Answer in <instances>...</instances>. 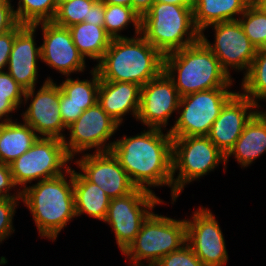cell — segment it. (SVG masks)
<instances>
[{
	"mask_svg": "<svg viewBox=\"0 0 266 266\" xmlns=\"http://www.w3.org/2000/svg\"><path fill=\"white\" fill-rule=\"evenodd\" d=\"M180 95L173 81L163 71L141 87L137 121L147 128L166 129L168 119L178 111Z\"/></svg>",
	"mask_w": 266,
	"mask_h": 266,
	"instance_id": "obj_17",
	"label": "cell"
},
{
	"mask_svg": "<svg viewBox=\"0 0 266 266\" xmlns=\"http://www.w3.org/2000/svg\"><path fill=\"white\" fill-rule=\"evenodd\" d=\"M119 124L112 119L96 103L84 112L68 126V141L63 140L68 155L74 159L78 153L96 149L94 152L110 151L114 143L109 139L119 128ZM109 141V143H107Z\"/></svg>",
	"mask_w": 266,
	"mask_h": 266,
	"instance_id": "obj_11",
	"label": "cell"
},
{
	"mask_svg": "<svg viewBox=\"0 0 266 266\" xmlns=\"http://www.w3.org/2000/svg\"><path fill=\"white\" fill-rule=\"evenodd\" d=\"M194 211L192 220L186 219V243L205 266H225L228 252L215 215L202 206Z\"/></svg>",
	"mask_w": 266,
	"mask_h": 266,
	"instance_id": "obj_14",
	"label": "cell"
},
{
	"mask_svg": "<svg viewBox=\"0 0 266 266\" xmlns=\"http://www.w3.org/2000/svg\"><path fill=\"white\" fill-rule=\"evenodd\" d=\"M105 19V4L100 0H97L89 9L88 19H84V22L91 23L93 25L104 26Z\"/></svg>",
	"mask_w": 266,
	"mask_h": 266,
	"instance_id": "obj_39",
	"label": "cell"
},
{
	"mask_svg": "<svg viewBox=\"0 0 266 266\" xmlns=\"http://www.w3.org/2000/svg\"><path fill=\"white\" fill-rule=\"evenodd\" d=\"M70 161L72 163L73 159L62 139L38 137L29 150L9 164L13 182L16 187L20 186L16 190H24L34 180L41 181L66 173L71 168L67 165Z\"/></svg>",
	"mask_w": 266,
	"mask_h": 266,
	"instance_id": "obj_8",
	"label": "cell"
},
{
	"mask_svg": "<svg viewBox=\"0 0 266 266\" xmlns=\"http://www.w3.org/2000/svg\"><path fill=\"white\" fill-rule=\"evenodd\" d=\"M14 8L11 2L2 1L0 3V35L9 32L19 24Z\"/></svg>",
	"mask_w": 266,
	"mask_h": 266,
	"instance_id": "obj_38",
	"label": "cell"
},
{
	"mask_svg": "<svg viewBox=\"0 0 266 266\" xmlns=\"http://www.w3.org/2000/svg\"><path fill=\"white\" fill-rule=\"evenodd\" d=\"M35 89L25 91L23 105L29 100L30 104L21 114L23 122L31 126L39 137L64 140L65 134L62 132L68 127L63 123L59 110L60 86L47 77L41 88L38 91Z\"/></svg>",
	"mask_w": 266,
	"mask_h": 266,
	"instance_id": "obj_12",
	"label": "cell"
},
{
	"mask_svg": "<svg viewBox=\"0 0 266 266\" xmlns=\"http://www.w3.org/2000/svg\"><path fill=\"white\" fill-rule=\"evenodd\" d=\"M222 163L226 169L225 154L208 136L172 138L173 202L187 184L207 175ZM176 172L178 175L174 178Z\"/></svg>",
	"mask_w": 266,
	"mask_h": 266,
	"instance_id": "obj_7",
	"label": "cell"
},
{
	"mask_svg": "<svg viewBox=\"0 0 266 266\" xmlns=\"http://www.w3.org/2000/svg\"><path fill=\"white\" fill-rule=\"evenodd\" d=\"M36 27L25 25L16 35L7 63V72L25 90L32 89L38 82V59L41 48L35 42Z\"/></svg>",
	"mask_w": 266,
	"mask_h": 266,
	"instance_id": "obj_19",
	"label": "cell"
},
{
	"mask_svg": "<svg viewBox=\"0 0 266 266\" xmlns=\"http://www.w3.org/2000/svg\"><path fill=\"white\" fill-rule=\"evenodd\" d=\"M74 163L80 168V173L98 185L110 199L126 196L137 188L111 151L86 152Z\"/></svg>",
	"mask_w": 266,
	"mask_h": 266,
	"instance_id": "obj_16",
	"label": "cell"
},
{
	"mask_svg": "<svg viewBox=\"0 0 266 266\" xmlns=\"http://www.w3.org/2000/svg\"><path fill=\"white\" fill-rule=\"evenodd\" d=\"M104 4L132 7V0H100Z\"/></svg>",
	"mask_w": 266,
	"mask_h": 266,
	"instance_id": "obj_43",
	"label": "cell"
},
{
	"mask_svg": "<svg viewBox=\"0 0 266 266\" xmlns=\"http://www.w3.org/2000/svg\"><path fill=\"white\" fill-rule=\"evenodd\" d=\"M97 0L58 1L53 22L62 27H70L88 19L89 9Z\"/></svg>",
	"mask_w": 266,
	"mask_h": 266,
	"instance_id": "obj_31",
	"label": "cell"
},
{
	"mask_svg": "<svg viewBox=\"0 0 266 266\" xmlns=\"http://www.w3.org/2000/svg\"><path fill=\"white\" fill-rule=\"evenodd\" d=\"M23 24H18L14 29L0 35V72L5 71L8 59L10 57L12 45L15 35L24 27Z\"/></svg>",
	"mask_w": 266,
	"mask_h": 266,
	"instance_id": "obj_35",
	"label": "cell"
},
{
	"mask_svg": "<svg viewBox=\"0 0 266 266\" xmlns=\"http://www.w3.org/2000/svg\"><path fill=\"white\" fill-rule=\"evenodd\" d=\"M141 86L132 82L100 80L97 103L119 125L130 113L136 120L140 109Z\"/></svg>",
	"mask_w": 266,
	"mask_h": 266,
	"instance_id": "obj_20",
	"label": "cell"
},
{
	"mask_svg": "<svg viewBox=\"0 0 266 266\" xmlns=\"http://www.w3.org/2000/svg\"><path fill=\"white\" fill-rule=\"evenodd\" d=\"M68 29L73 43L84 59L90 58L99 63L112 41L104 26L81 22L68 27Z\"/></svg>",
	"mask_w": 266,
	"mask_h": 266,
	"instance_id": "obj_25",
	"label": "cell"
},
{
	"mask_svg": "<svg viewBox=\"0 0 266 266\" xmlns=\"http://www.w3.org/2000/svg\"><path fill=\"white\" fill-rule=\"evenodd\" d=\"M94 68L100 80L132 82L144 86L164 70V56L140 33L112 39L103 58Z\"/></svg>",
	"mask_w": 266,
	"mask_h": 266,
	"instance_id": "obj_2",
	"label": "cell"
},
{
	"mask_svg": "<svg viewBox=\"0 0 266 266\" xmlns=\"http://www.w3.org/2000/svg\"><path fill=\"white\" fill-rule=\"evenodd\" d=\"M14 9L19 24L34 25L40 22L53 21L58 0H18Z\"/></svg>",
	"mask_w": 266,
	"mask_h": 266,
	"instance_id": "obj_29",
	"label": "cell"
},
{
	"mask_svg": "<svg viewBox=\"0 0 266 266\" xmlns=\"http://www.w3.org/2000/svg\"><path fill=\"white\" fill-rule=\"evenodd\" d=\"M21 198L0 199V243L14 233L13 219Z\"/></svg>",
	"mask_w": 266,
	"mask_h": 266,
	"instance_id": "obj_33",
	"label": "cell"
},
{
	"mask_svg": "<svg viewBox=\"0 0 266 266\" xmlns=\"http://www.w3.org/2000/svg\"><path fill=\"white\" fill-rule=\"evenodd\" d=\"M255 105L241 91L236 92L224 105L212 124L209 139L225 155L234 146L243 129L257 113Z\"/></svg>",
	"mask_w": 266,
	"mask_h": 266,
	"instance_id": "obj_18",
	"label": "cell"
},
{
	"mask_svg": "<svg viewBox=\"0 0 266 266\" xmlns=\"http://www.w3.org/2000/svg\"><path fill=\"white\" fill-rule=\"evenodd\" d=\"M193 7L154 2L141 19V34L163 56L197 42Z\"/></svg>",
	"mask_w": 266,
	"mask_h": 266,
	"instance_id": "obj_5",
	"label": "cell"
},
{
	"mask_svg": "<svg viewBox=\"0 0 266 266\" xmlns=\"http://www.w3.org/2000/svg\"><path fill=\"white\" fill-rule=\"evenodd\" d=\"M155 2L170 3L180 6H194L195 0H155Z\"/></svg>",
	"mask_w": 266,
	"mask_h": 266,
	"instance_id": "obj_42",
	"label": "cell"
},
{
	"mask_svg": "<svg viewBox=\"0 0 266 266\" xmlns=\"http://www.w3.org/2000/svg\"><path fill=\"white\" fill-rule=\"evenodd\" d=\"M147 129L116 139L110 151L137 188L155 193L151 187L169 186L173 204L172 136L168 130Z\"/></svg>",
	"mask_w": 266,
	"mask_h": 266,
	"instance_id": "obj_1",
	"label": "cell"
},
{
	"mask_svg": "<svg viewBox=\"0 0 266 266\" xmlns=\"http://www.w3.org/2000/svg\"><path fill=\"white\" fill-rule=\"evenodd\" d=\"M266 101V98L263 99V101ZM257 113L266 121V110L265 111H260V110H257Z\"/></svg>",
	"mask_w": 266,
	"mask_h": 266,
	"instance_id": "obj_45",
	"label": "cell"
},
{
	"mask_svg": "<svg viewBox=\"0 0 266 266\" xmlns=\"http://www.w3.org/2000/svg\"><path fill=\"white\" fill-rule=\"evenodd\" d=\"M211 26L215 32L214 43L212 44L204 33H200V39L217 57L228 75L231 76V69H236L238 72L245 70L243 72L245 75L256 56L257 49L245 34L240 22L225 21L208 27Z\"/></svg>",
	"mask_w": 266,
	"mask_h": 266,
	"instance_id": "obj_13",
	"label": "cell"
},
{
	"mask_svg": "<svg viewBox=\"0 0 266 266\" xmlns=\"http://www.w3.org/2000/svg\"><path fill=\"white\" fill-rule=\"evenodd\" d=\"M154 266H205L186 243L180 249L162 257Z\"/></svg>",
	"mask_w": 266,
	"mask_h": 266,
	"instance_id": "obj_32",
	"label": "cell"
},
{
	"mask_svg": "<svg viewBox=\"0 0 266 266\" xmlns=\"http://www.w3.org/2000/svg\"><path fill=\"white\" fill-rule=\"evenodd\" d=\"M59 110L63 123L68 127L84 112L82 106L66 103V94L60 88Z\"/></svg>",
	"mask_w": 266,
	"mask_h": 266,
	"instance_id": "obj_37",
	"label": "cell"
},
{
	"mask_svg": "<svg viewBox=\"0 0 266 266\" xmlns=\"http://www.w3.org/2000/svg\"><path fill=\"white\" fill-rule=\"evenodd\" d=\"M92 69L90 70L92 75L90 80H79V78L73 79L66 76L65 81L60 83L61 90L66 94V103L82 106L83 110L97 103L100 76L95 68Z\"/></svg>",
	"mask_w": 266,
	"mask_h": 266,
	"instance_id": "obj_26",
	"label": "cell"
},
{
	"mask_svg": "<svg viewBox=\"0 0 266 266\" xmlns=\"http://www.w3.org/2000/svg\"><path fill=\"white\" fill-rule=\"evenodd\" d=\"M17 107L9 100V95H0V123L12 121L10 113L17 111Z\"/></svg>",
	"mask_w": 266,
	"mask_h": 266,
	"instance_id": "obj_40",
	"label": "cell"
},
{
	"mask_svg": "<svg viewBox=\"0 0 266 266\" xmlns=\"http://www.w3.org/2000/svg\"><path fill=\"white\" fill-rule=\"evenodd\" d=\"M163 203L155 193L142 188H136L126 196L110 199L103 222L113 229L116 243L122 253L133 242L154 207Z\"/></svg>",
	"mask_w": 266,
	"mask_h": 266,
	"instance_id": "obj_10",
	"label": "cell"
},
{
	"mask_svg": "<svg viewBox=\"0 0 266 266\" xmlns=\"http://www.w3.org/2000/svg\"><path fill=\"white\" fill-rule=\"evenodd\" d=\"M34 129L26 123L8 121L0 123V163L11 164L29 150L38 139Z\"/></svg>",
	"mask_w": 266,
	"mask_h": 266,
	"instance_id": "obj_24",
	"label": "cell"
},
{
	"mask_svg": "<svg viewBox=\"0 0 266 266\" xmlns=\"http://www.w3.org/2000/svg\"><path fill=\"white\" fill-rule=\"evenodd\" d=\"M141 19L132 7L122 5L105 4L104 28L112 39L127 38L120 34L132 23L135 33L134 36L141 33Z\"/></svg>",
	"mask_w": 266,
	"mask_h": 266,
	"instance_id": "obj_28",
	"label": "cell"
},
{
	"mask_svg": "<svg viewBox=\"0 0 266 266\" xmlns=\"http://www.w3.org/2000/svg\"><path fill=\"white\" fill-rule=\"evenodd\" d=\"M25 91L7 71L0 72V95H9V100L17 108L23 103Z\"/></svg>",
	"mask_w": 266,
	"mask_h": 266,
	"instance_id": "obj_34",
	"label": "cell"
},
{
	"mask_svg": "<svg viewBox=\"0 0 266 266\" xmlns=\"http://www.w3.org/2000/svg\"><path fill=\"white\" fill-rule=\"evenodd\" d=\"M163 71L180 97L214 88H231L234 82L201 39L165 55Z\"/></svg>",
	"mask_w": 266,
	"mask_h": 266,
	"instance_id": "obj_4",
	"label": "cell"
},
{
	"mask_svg": "<svg viewBox=\"0 0 266 266\" xmlns=\"http://www.w3.org/2000/svg\"><path fill=\"white\" fill-rule=\"evenodd\" d=\"M266 152V121L256 113L246 124L234 146L225 155V163L233 156L241 167H248Z\"/></svg>",
	"mask_w": 266,
	"mask_h": 266,
	"instance_id": "obj_21",
	"label": "cell"
},
{
	"mask_svg": "<svg viewBox=\"0 0 266 266\" xmlns=\"http://www.w3.org/2000/svg\"><path fill=\"white\" fill-rule=\"evenodd\" d=\"M251 0H195L193 7L194 25L200 33L208 26L225 21L238 20Z\"/></svg>",
	"mask_w": 266,
	"mask_h": 266,
	"instance_id": "obj_22",
	"label": "cell"
},
{
	"mask_svg": "<svg viewBox=\"0 0 266 266\" xmlns=\"http://www.w3.org/2000/svg\"><path fill=\"white\" fill-rule=\"evenodd\" d=\"M235 93L230 88H214L180 97L177 111L180 115L168 130L172 138L208 136L222 108Z\"/></svg>",
	"mask_w": 266,
	"mask_h": 266,
	"instance_id": "obj_9",
	"label": "cell"
},
{
	"mask_svg": "<svg viewBox=\"0 0 266 266\" xmlns=\"http://www.w3.org/2000/svg\"><path fill=\"white\" fill-rule=\"evenodd\" d=\"M32 26L36 29L40 26L43 33V43L40 45L41 62L64 76L70 77L72 73L85 71V59L73 43L67 27L59 26L53 21L40 22Z\"/></svg>",
	"mask_w": 266,
	"mask_h": 266,
	"instance_id": "obj_15",
	"label": "cell"
},
{
	"mask_svg": "<svg viewBox=\"0 0 266 266\" xmlns=\"http://www.w3.org/2000/svg\"><path fill=\"white\" fill-rule=\"evenodd\" d=\"M73 191L76 217L87 214L95 219L105 220L110 198L98 185L89 182L74 169Z\"/></svg>",
	"mask_w": 266,
	"mask_h": 266,
	"instance_id": "obj_23",
	"label": "cell"
},
{
	"mask_svg": "<svg viewBox=\"0 0 266 266\" xmlns=\"http://www.w3.org/2000/svg\"><path fill=\"white\" fill-rule=\"evenodd\" d=\"M238 21L256 49L266 48V13L251 2Z\"/></svg>",
	"mask_w": 266,
	"mask_h": 266,
	"instance_id": "obj_30",
	"label": "cell"
},
{
	"mask_svg": "<svg viewBox=\"0 0 266 266\" xmlns=\"http://www.w3.org/2000/svg\"><path fill=\"white\" fill-rule=\"evenodd\" d=\"M241 83L242 94L260 109V100L266 98V48L257 49L256 56Z\"/></svg>",
	"mask_w": 266,
	"mask_h": 266,
	"instance_id": "obj_27",
	"label": "cell"
},
{
	"mask_svg": "<svg viewBox=\"0 0 266 266\" xmlns=\"http://www.w3.org/2000/svg\"><path fill=\"white\" fill-rule=\"evenodd\" d=\"M21 202L33 216L40 236L55 241L76 217L72 167L60 176L27 186L21 191Z\"/></svg>",
	"mask_w": 266,
	"mask_h": 266,
	"instance_id": "obj_3",
	"label": "cell"
},
{
	"mask_svg": "<svg viewBox=\"0 0 266 266\" xmlns=\"http://www.w3.org/2000/svg\"><path fill=\"white\" fill-rule=\"evenodd\" d=\"M251 2L262 12L266 13V0H251Z\"/></svg>",
	"mask_w": 266,
	"mask_h": 266,
	"instance_id": "obj_44",
	"label": "cell"
},
{
	"mask_svg": "<svg viewBox=\"0 0 266 266\" xmlns=\"http://www.w3.org/2000/svg\"><path fill=\"white\" fill-rule=\"evenodd\" d=\"M154 2L155 0H132V8L140 17H143Z\"/></svg>",
	"mask_w": 266,
	"mask_h": 266,
	"instance_id": "obj_41",
	"label": "cell"
},
{
	"mask_svg": "<svg viewBox=\"0 0 266 266\" xmlns=\"http://www.w3.org/2000/svg\"><path fill=\"white\" fill-rule=\"evenodd\" d=\"M15 187L16 186L12 179L10 166L8 164L0 163V199L21 198V191L19 190H17V193H10L12 189L15 191Z\"/></svg>",
	"mask_w": 266,
	"mask_h": 266,
	"instance_id": "obj_36",
	"label": "cell"
},
{
	"mask_svg": "<svg viewBox=\"0 0 266 266\" xmlns=\"http://www.w3.org/2000/svg\"><path fill=\"white\" fill-rule=\"evenodd\" d=\"M186 241L185 218L177 220L152 212L122 254L127 256L130 266H154L165 255L180 249Z\"/></svg>",
	"mask_w": 266,
	"mask_h": 266,
	"instance_id": "obj_6",
	"label": "cell"
}]
</instances>
